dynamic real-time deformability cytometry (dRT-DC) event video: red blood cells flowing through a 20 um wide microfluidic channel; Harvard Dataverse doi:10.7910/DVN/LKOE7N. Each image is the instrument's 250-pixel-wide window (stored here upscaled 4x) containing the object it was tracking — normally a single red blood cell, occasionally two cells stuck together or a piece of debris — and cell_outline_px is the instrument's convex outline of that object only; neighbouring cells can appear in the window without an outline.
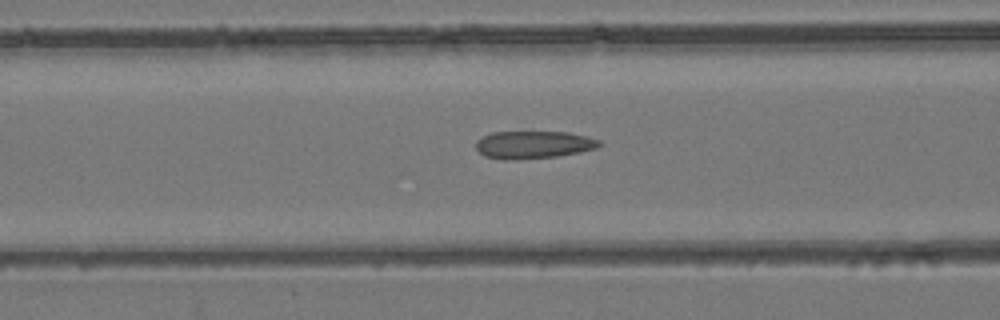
{"species": "common noctule bat (a hibernating species)", "species_latin": "Nyctalus noctula", "temperature_condition": "room temperature", "stored_images_in_passage": 54, "camera_frame_rate_fps": 3000, "um_per_image_px": 0.085, "animal": {"sex": "female", "body_mass_g": 24.6, "forearm_length_mm": 56.2}, "frame": {"image": 1, "passage_image": 22, "time_ms": 7.0, "image_size_px": [1000, 320], "cell_outline_px": [[600, 144], [596, 148], [580, 152], [556, 156], [516, 160], [504, 160], [484, 156], [476, 148], [476, 140], [492, 132], [568, 132], [588, 136], [600, 140]], "centroid_in_image_um": [45.33, 12.3], "position_along_channel_um": 121.3, "area_um2": 19.88}}
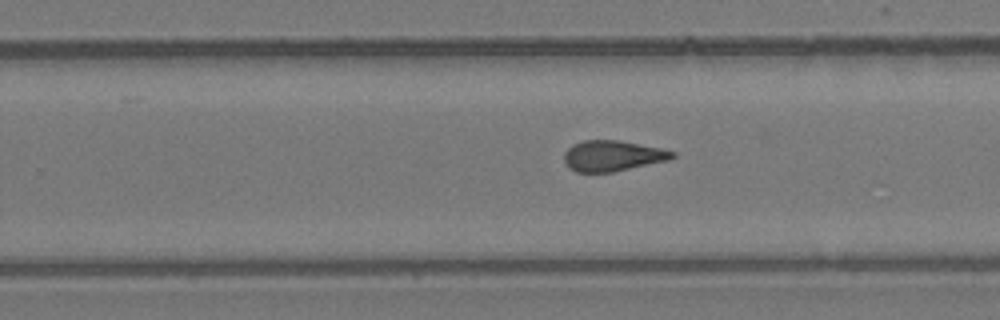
{"frame": {"image": 2, "passage_image": 34, "time_ms": 11.0, "image_size_px": [1000, 320], "cell_outline_px": [[676, 156], [668, 160], [612, 172], [576, 172], [568, 168], [564, 164], [564, 152], [572, 144], [584, 140], [620, 140], [664, 148], [676, 152]], "centroid_in_image_um": [52.06, 13.23], "position_along_channel_um": 277.7, "area_um2": 19.59}}
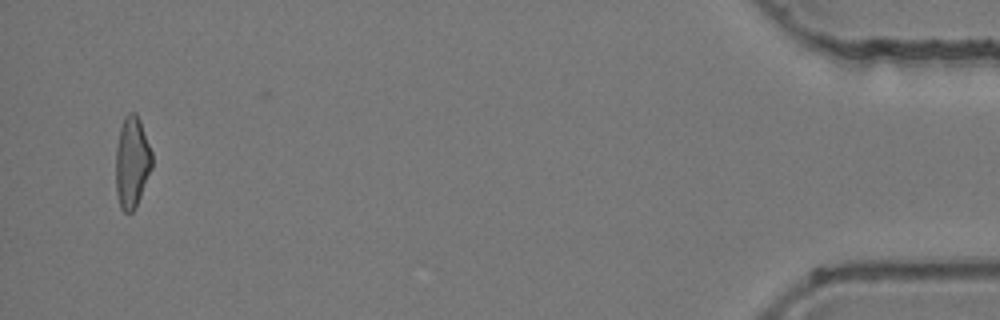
{"frame": {"image": 3, "passage_image": 52, "time_ms": 17.0, "image_size_px": [1000, 320], "cell_outline_px": [[152, 168], [136, 208], [132, 212], [124, 212], [120, 208], [116, 192], [116, 148], [120, 128], [124, 116], [128, 112], [136, 112], [140, 120], [152, 152]], "centroid_in_image_um": [11.22, 13.79], "position_along_channel_um": 424.0, "area_um2": 19.48}}